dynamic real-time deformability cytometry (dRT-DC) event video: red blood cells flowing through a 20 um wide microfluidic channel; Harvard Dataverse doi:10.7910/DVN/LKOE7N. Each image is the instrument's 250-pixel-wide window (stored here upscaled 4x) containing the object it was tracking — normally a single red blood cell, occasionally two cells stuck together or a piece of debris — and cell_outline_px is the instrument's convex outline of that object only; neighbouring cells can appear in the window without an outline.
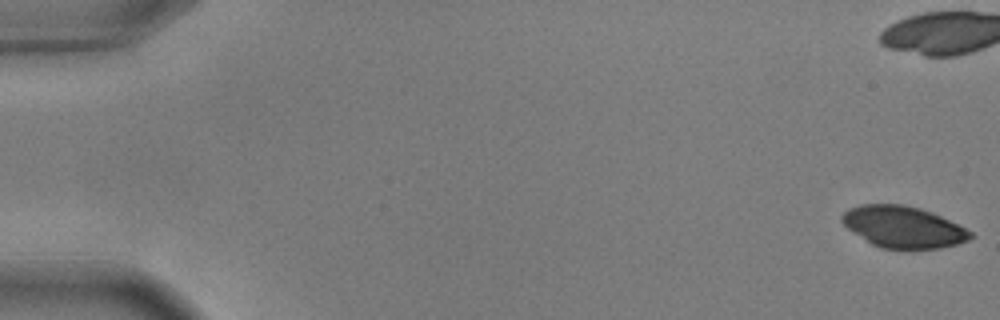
{"species": "common noctule bat (a hibernating species)", "species_latin": "Nyctalus noctula", "temperature_condition": "warm", "stored_images_in_passage": 56, "camera_frame_rate_fps": 3000, "um_per_image_px": 0.085, "animal": {"sex": "male", "body_mass_g": 17.9, "forearm_length_mm": 54.2}, "frame": {"image": 1, "passage_image": 1, "time_ms": 0.0, "image_size_px": [1000, 320], "cell_outline_px": [[972, 236], [968, 240], [956, 244], [940, 248], [880, 248], [872, 244], [848, 228], [840, 220], [840, 216], [848, 208], [860, 204], [904, 204], [920, 208], [932, 212], [972, 232]], "centroid_in_image_um": [76.73, 19.27], "position_along_channel_um": 8.3, "area_um2": 30.75}}